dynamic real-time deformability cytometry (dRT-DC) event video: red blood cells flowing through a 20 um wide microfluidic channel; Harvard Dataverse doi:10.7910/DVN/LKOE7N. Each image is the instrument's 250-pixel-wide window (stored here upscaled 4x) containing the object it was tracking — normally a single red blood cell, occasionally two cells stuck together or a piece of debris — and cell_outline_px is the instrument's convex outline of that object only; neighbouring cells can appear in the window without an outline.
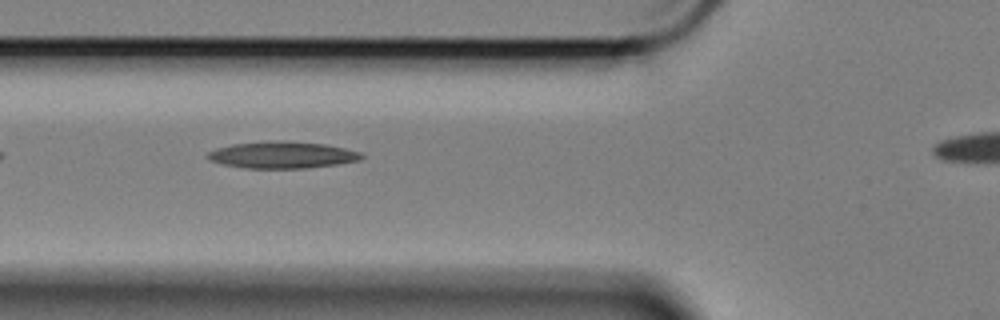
{"species": "Egyptian fruit bat (a non-hibernating species)", "species_latin": "Rousettus aegyptiacus", "temperature_condition": "cold", "stored_images_in_passage": 35, "camera_frame_rate_fps": 3000, "um_per_image_px": 0.085, "animal": {"sex": "female"}, "frame": {"image": 1, "passage_image": 4, "time_ms": 1.0, "image_size_px": [1000, 320], "cell_outline_px": [[364, 156], [360, 160], [336, 164], [308, 168], [244, 168], [220, 164], [204, 156], [208, 152], [216, 148], [232, 144], [284, 140], [324, 144], [344, 148], [360, 152]], "centroid_in_image_um": [23.96, 13.17], "position_along_channel_um": 101.8, "area_um2": 23.93}}
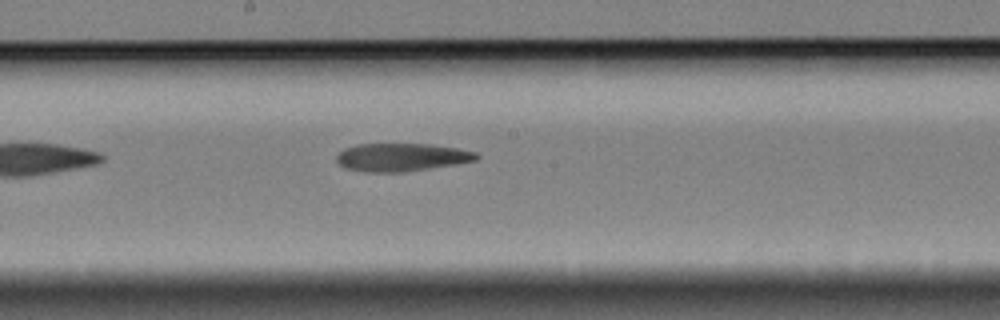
{"frame": {"image": 2, "passage_image": 14, "time_ms": 4.333, "image_size_px": [1000, 320], "cell_outline_px": [[480, 156], [476, 160], [456, 164], [404, 172], [364, 172], [344, 168], [336, 160], [336, 156], [344, 148], [356, 144], [432, 144], [456, 148], [476, 152]], "centroid_in_image_um": [34.11, 13.36], "position_along_channel_um": 214.1, "area_um2": 22.89}}
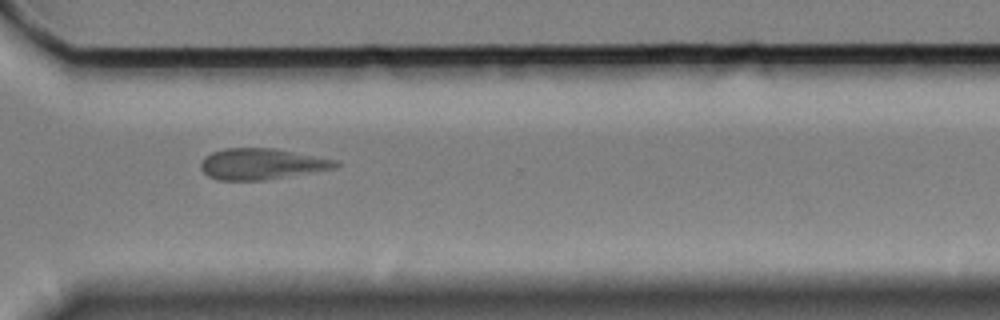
{"frame": {"image": 3, "passage_image": 26, "time_ms": 8.333, "image_size_px": [1000, 320], "cell_outline_px": [[340, 164], [332, 168], [264, 180], [220, 180], [208, 176], [200, 168], [200, 164], [204, 156], [212, 152], [224, 148], [276, 148], [340, 160]], "centroid_in_image_um": [22.22, 13.92], "position_along_channel_um": 348.4, "area_um2": 24.33}, "authors_computed_cell_mechanics": {"area_um2": 23.4668, "velocity_mm_per_s": 3.3563, "shape_relaxation_time_tau1_ms": null, "shape_relaxation_time_tau2_ms": 11.1827, "deformation_change_tau1": null, "deformation_change_tau2": 0.2115}}